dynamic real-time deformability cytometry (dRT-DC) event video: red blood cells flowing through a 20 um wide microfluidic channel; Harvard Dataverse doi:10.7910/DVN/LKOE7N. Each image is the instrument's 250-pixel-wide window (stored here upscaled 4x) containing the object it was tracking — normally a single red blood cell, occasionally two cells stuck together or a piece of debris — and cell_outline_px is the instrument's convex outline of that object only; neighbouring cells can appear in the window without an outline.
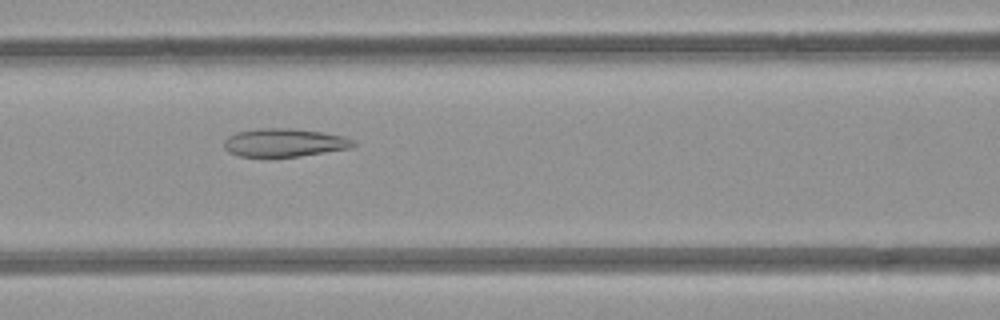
{"species": "common noctule bat (a hibernating species)", "species_latin": "Nyctalus noctula", "temperature_condition": "room temperature", "stored_images_in_passage": 9, "camera_frame_rate_fps": 3000, "um_per_image_px": 0.085, "animal": {"sex": "female", "body_mass_g": 21.9}, "frame": {"image": 1, "passage_image": 7, "time_ms": 7.667, "image_size_px": [1000, 320], "cell_outline_px": [[356, 144], [352, 148], [300, 156], [240, 156], [228, 152], [224, 148], [224, 140], [228, 136], [236, 132], [260, 128], [292, 128], [320, 132], [344, 136], [352, 140]], "centroid_in_image_um": [24.16, 12.12], "position_along_channel_um": 142.4, "area_um2": 21.15}}
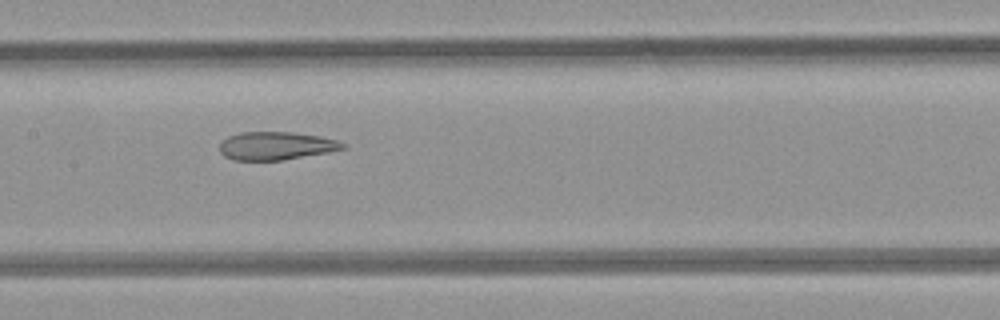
{"frame": {"image": 2, "passage_image": 8, "time_ms": 8.667, "image_size_px": [1000, 320], "cell_outline_px": [[348, 148], [328, 152], [284, 160], [232, 160], [224, 156], [220, 152], [220, 144], [228, 136], [240, 132], [292, 132], [320, 136], [336, 140], [348, 144]], "centroid_in_image_um": [23.49, 12.39], "position_along_channel_um": 183.9, "area_um2": 20.29}}
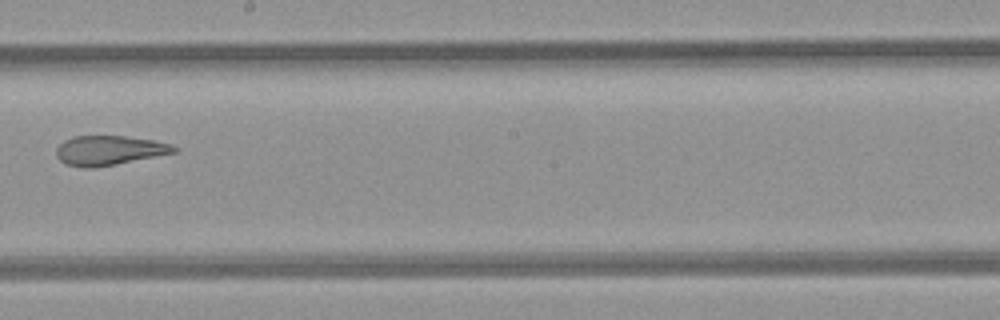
{"frame": {"image": 3, "passage_image": 9, "time_ms": 10.0, "image_size_px": [1000, 320], "cell_outline_px": [[180, 148], [176, 152], [116, 164], [92, 168], [84, 168], [64, 164], [56, 156], [56, 148], [64, 140], [72, 136], [124, 136], [152, 140], [172, 144]], "centroid_in_image_um": [9.26, 12.78], "position_along_channel_um": 238.9, "area_um2": 20.29}}